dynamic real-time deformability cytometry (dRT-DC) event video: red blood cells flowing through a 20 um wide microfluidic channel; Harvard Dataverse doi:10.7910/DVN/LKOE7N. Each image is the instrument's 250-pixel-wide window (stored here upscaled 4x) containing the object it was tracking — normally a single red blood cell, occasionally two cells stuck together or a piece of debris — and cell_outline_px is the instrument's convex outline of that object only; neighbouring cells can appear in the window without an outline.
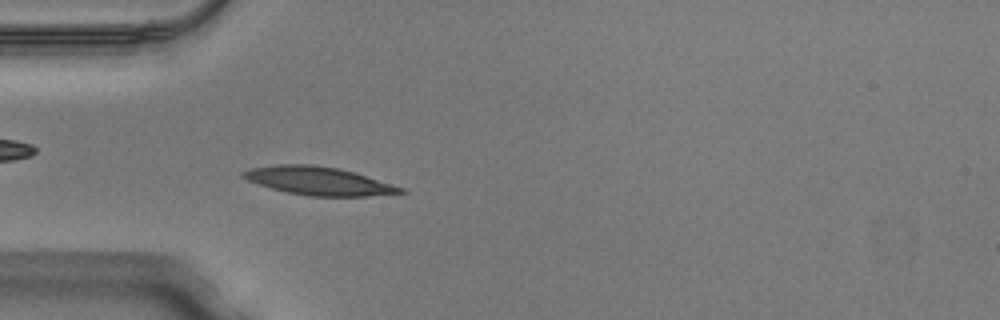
{"species": "Egyptian fruit bat (a non-hibernating species)", "species_latin": "Rousettus aegyptiacus", "temperature_condition": "warm", "stored_images_in_passage": 49, "camera_frame_rate_fps": 3000, "um_per_image_px": 0.085, "animal": {"sex": "male"}, "frame": {"image": 1, "passage_image": 14, "time_ms": 4.333, "image_size_px": [1000, 320], "cell_outline_px": [[408, 192], [368, 196], [312, 196], [288, 192], [272, 188], [248, 180], [240, 176], [240, 172], [252, 168], [280, 164], [312, 164], [340, 168], [356, 172], [404, 188]], "centroid_in_image_um": [27.11, 15.37], "position_along_channel_um": 57.9, "area_um2": 25.78}}
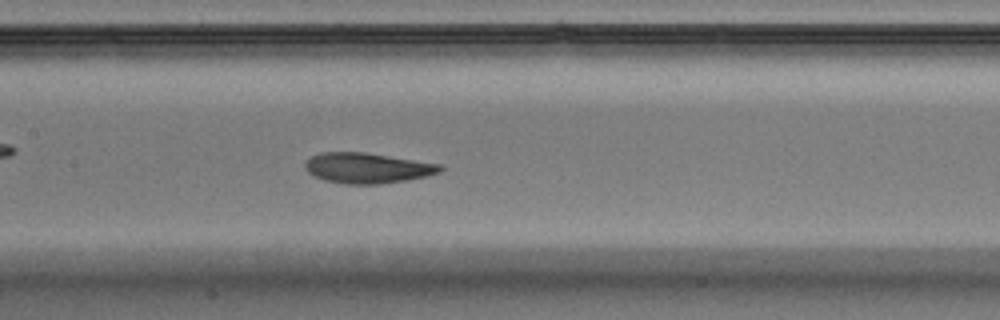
{"frame": {"image": 2, "passage_image": 23, "time_ms": 7.333, "image_size_px": [1000, 320], "cell_outline_px": [[444, 168], [440, 172], [424, 176], [404, 180], [380, 184], [344, 184], [324, 180], [312, 176], [304, 168], [304, 164], [312, 156], [320, 152], [364, 152], [444, 164]], "centroid_in_image_um": [31.21, 14.27], "position_along_channel_um": 176.2, "area_um2": 24.04}}
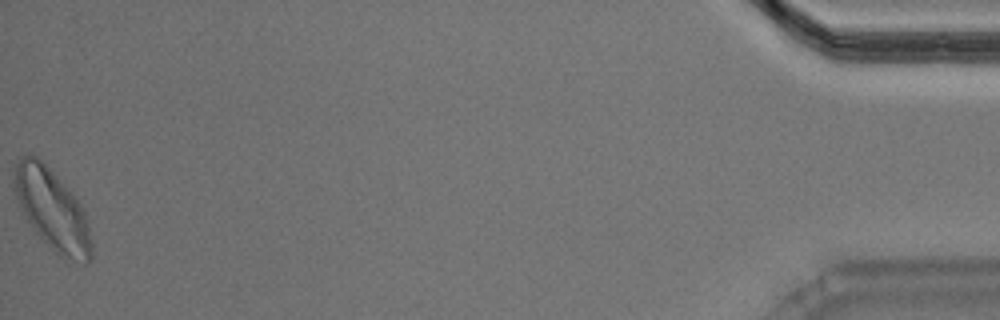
{"frame": {"image": 3, "passage_image": 49, "time_ms": 16.0, "image_size_px": [1000, 320], "cell_outline_px": [[92, 260], [84, 264], [64, 260], [36, 232], [20, 208], [12, 184], [12, 176], [16, 164], [20, 156], [36, 156], [72, 192], [80, 204], [84, 212], [92, 244]], "centroid_in_image_um": [4.43, 17.85], "position_along_channel_um": 430.8, "area_um2": 36.07}, "authors_computed_cell_mechanics": {"area_um2": 24.1026, "velocity_mm_per_s": 4.0549, "shape_relaxation_time_tau1_ms": 4.5204, "shape_relaxation_time_tau2_ms": 2.2221, "deformation_change_tau1": 0.1717, "deformation_change_tau2": 0.0739}}